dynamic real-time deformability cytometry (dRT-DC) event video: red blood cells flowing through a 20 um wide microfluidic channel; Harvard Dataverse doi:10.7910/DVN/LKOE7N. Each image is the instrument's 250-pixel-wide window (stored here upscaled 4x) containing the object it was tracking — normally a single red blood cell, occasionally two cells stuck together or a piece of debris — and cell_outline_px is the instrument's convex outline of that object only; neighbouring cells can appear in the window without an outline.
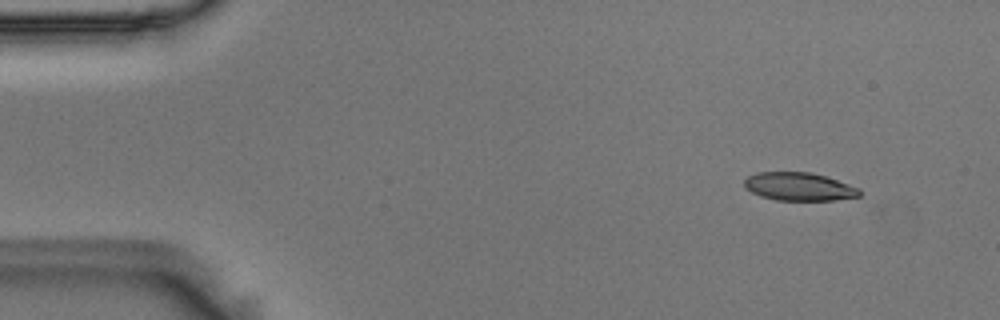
{"species": "Egyptian fruit bat (a non-hibernating species)", "species_latin": "Rousettus aegyptiacus", "temperature_condition": "room temperature", "stored_images_in_passage": 2, "camera_frame_rate_fps": 3000, "um_per_image_px": 0.085, "animal": {"sex": "male"}, "frame": {"image": 1, "passage_image": 2, "time_ms": 0.333, "image_size_px": [1000, 320], "cell_outline_px": [[860, 196], [832, 200], [776, 200], [760, 196], [744, 188], [744, 180], [748, 176], [756, 172], [808, 172], [824, 176], [860, 188]], "centroid_in_image_um": [67.87, 15.86], "position_along_channel_um": 17.1, "area_um2": 18.79}}